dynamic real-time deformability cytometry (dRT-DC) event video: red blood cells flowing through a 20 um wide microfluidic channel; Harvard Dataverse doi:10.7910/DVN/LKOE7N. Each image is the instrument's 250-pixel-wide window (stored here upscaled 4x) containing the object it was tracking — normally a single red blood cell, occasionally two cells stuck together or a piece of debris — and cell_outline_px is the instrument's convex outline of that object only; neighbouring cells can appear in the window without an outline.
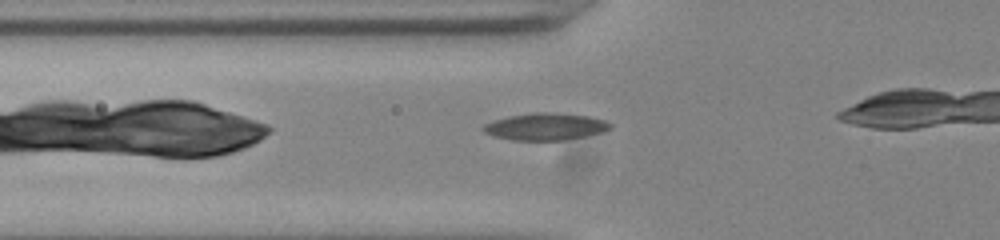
{"species": "common noctule bat (a hibernating species)", "species_latin": "Nyctalus noctula", "temperature_condition": "room temperature", "stored_images_in_passage": 17, "camera_frame_rate_fps": 3000, "um_per_image_px": 0.085, "animal": {"sex": "male", "body_mass_g": 20.0, "forearm_length_mm": 53.3}, "frame": {"image": 1, "passage_image": 2, "time_ms": 0.333, "image_size_px": [1000, 240], "cell_outline_px": [[612, 128], [600, 132], [564, 140], [512, 140], [492, 136], [484, 132], [480, 128], [484, 124], [508, 116], [532, 112], [556, 112], [588, 116], [604, 120], [612, 124]], "centroid_in_image_um": [46.32, 10.75], "position_along_channel_um": 79.5, "area_um2": 20.0}}
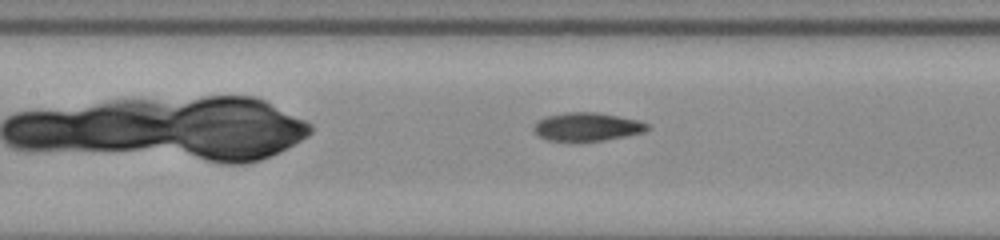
{"frame": {"image": 2, "passage_image": 8, "time_ms": 2.333, "image_size_px": [1000, 240], "cell_outline_px": [[648, 128], [644, 132], [604, 140], [548, 140], [536, 136], [532, 132], [532, 124], [536, 120], [548, 116], [564, 112], [596, 112], [636, 120], [648, 124]], "centroid_in_image_um": [49.79, 10.77], "position_along_channel_um": 157.6, "area_um2": 18.61}}
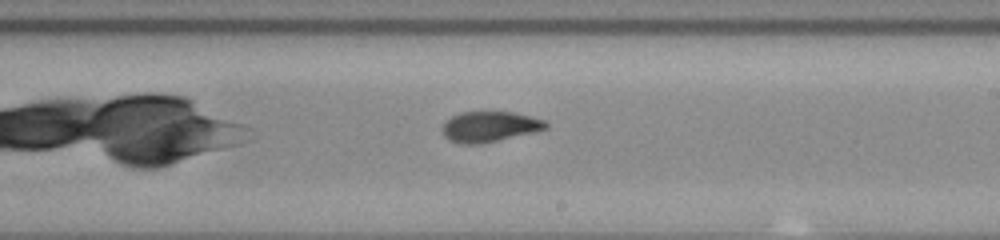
{"frame": {"image": 3, "passage_image": 15, "time_ms": 4.667, "image_size_px": [1000, 240], "cell_outline_px": [[548, 128], [536, 132], [480, 144], [460, 144], [448, 140], [444, 136], [440, 128], [452, 116], [460, 112], [512, 112], [544, 120], [548, 124]], "centroid_in_image_um": [41.59, 10.78], "position_along_channel_um": 247.4, "area_um2": 18.44}}